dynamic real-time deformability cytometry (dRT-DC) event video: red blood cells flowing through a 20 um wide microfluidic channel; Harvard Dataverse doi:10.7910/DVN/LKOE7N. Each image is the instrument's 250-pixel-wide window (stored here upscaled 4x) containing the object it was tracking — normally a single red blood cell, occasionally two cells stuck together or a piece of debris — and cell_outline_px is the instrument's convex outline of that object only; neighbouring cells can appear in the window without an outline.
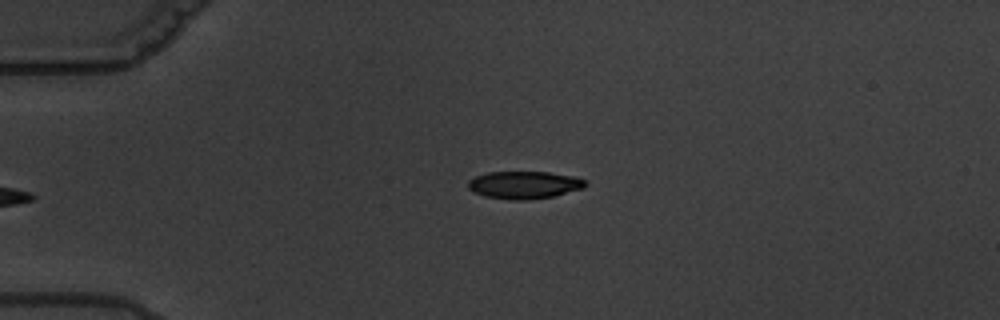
{"species": "common noctule bat (a hibernating species)", "species_latin": "Nyctalus noctula", "temperature_condition": "warm", "stored_images_in_passage": 5, "camera_frame_rate_fps": 3000, "um_per_image_px": 0.085, "animal": {"sex": "male", "body_mass_g": 19.5, "forearm_length_mm": 54.6}, "frame": {"image": 1, "passage_image": 5, "time_ms": 4.667, "image_size_px": [1000, 320], "cell_outline_px": [[588, 184], [584, 188], [552, 196], [524, 200], [512, 200], [484, 196], [468, 188], [468, 180], [476, 176], [488, 172], [548, 172], [576, 176], [584, 180]], "centroid_in_image_um": [44.57, 15.71], "position_along_channel_um": 40.4, "area_um2": 18.73}}